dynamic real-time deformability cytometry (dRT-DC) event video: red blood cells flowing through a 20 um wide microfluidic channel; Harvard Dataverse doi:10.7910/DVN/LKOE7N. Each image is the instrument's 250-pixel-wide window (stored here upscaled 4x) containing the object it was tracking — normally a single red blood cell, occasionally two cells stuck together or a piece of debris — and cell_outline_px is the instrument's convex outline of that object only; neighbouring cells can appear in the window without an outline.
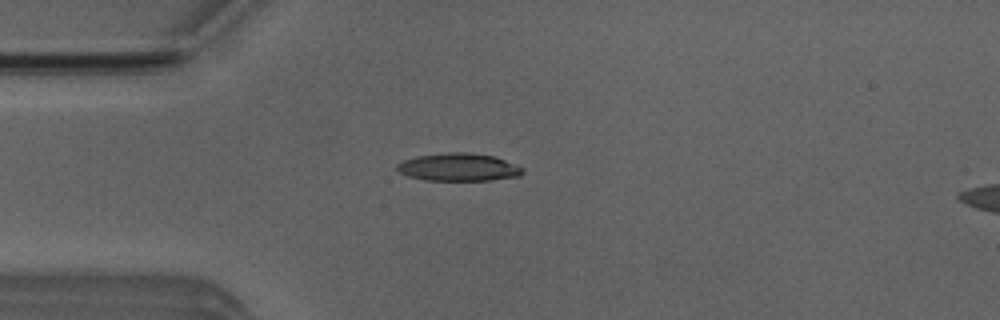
{"species": "Egyptian fruit bat (a non-hibernating species)", "species_latin": "Rousettus aegyptiacus", "temperature_condition": "room temperature", "stored_images_in_passage": 40, "camera_frame_rate_fps": 3000, "um_per_image_px": 0.085, "animal": {"sex": "male"}, "frame": {"image": 1, "passage_image": 1, "time_ms": 0.0, "image_size_px": [1000, 320], "cell_outline_px": [[524, 172], [520, 176], [488, 180], [428, 180], [408, 176], [400, 172], [396, 168], [396, 164], [404, 160], [416, 156], [448, 152], [468, 152], [496, 156], [524, 168]], "centroid_in_image_um": [39.0, 14.2], "position_along_channel_um": 46.0, "area_um2": 20.35}}
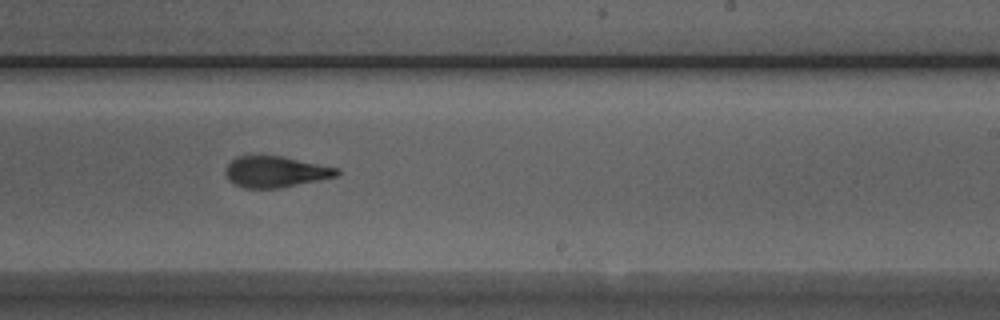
{"frame": {"image": 2, "passage_image": 19, "time_ms": 6.0, "image_size_px": [1000, 320], "cell_outline_px": [[340, 172], [336, 176], [280, 188], [244, 188], [228, 180], [228, 164], [236, 156], [280, 156], [340, 168]], "centroid_in_image_um": [23.45, 14.6], "position_along_channel_um": 265.6, "area_um2": 19.77}}
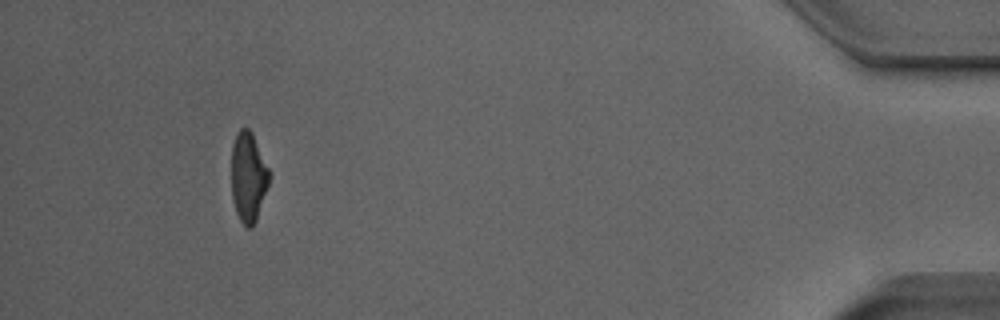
{"frame": {"image": 3, "passage_image": 36, "time_ms": 11.667, "image_size_px": [1000, 320], "cell_outline_px": [[272, 172], [256, 220], [252, 228], [248, 228], [240, 220], [236, 212], [232, 196], [232, 144], [236, 132], [240, 128], [248, 128], [252, 132]], "centroid_in_image_um": [21.12, 14.99], "position_along_channel_um": 414.1, "area_um2": 19.94}, "authors_computed_cell_mechanics": {"area_um2": 20.7213, "velocity_mm_per_s": 3.8891, "shape_relaxation_time_tau1_ms": 5.2531, "shape_relaxation_time_tau2_ms": 1.9431, "deformation_change_tau1": 0.1692, "deformation_change_tau2": 0.1054}}